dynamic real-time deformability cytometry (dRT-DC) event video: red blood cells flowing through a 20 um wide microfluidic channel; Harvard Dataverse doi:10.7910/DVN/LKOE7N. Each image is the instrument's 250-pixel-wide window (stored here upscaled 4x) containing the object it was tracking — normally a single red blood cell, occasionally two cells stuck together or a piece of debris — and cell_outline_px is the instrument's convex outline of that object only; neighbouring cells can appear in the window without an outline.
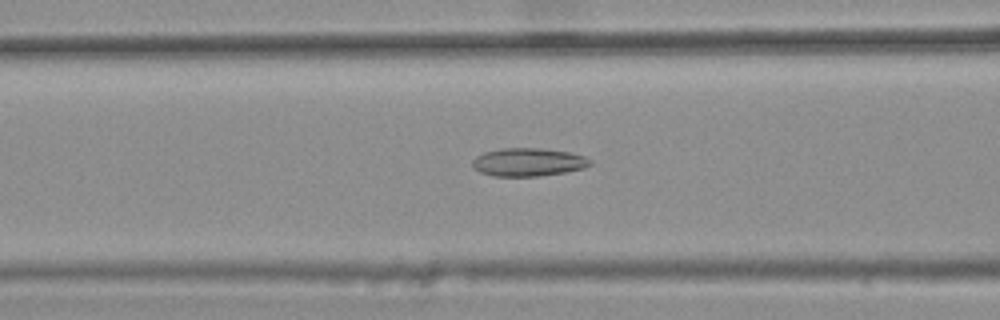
{"species": "common noctule bat (a hibernating species)", "species_latin": "Nyctalus noctula", "temperature_condition": "warm", "stored_images_in_passage": 47, "camera_frame_rate_fps": 3000, "um_per_image_px": 0.085, "animal": {"sex": "female", "body_mass_g": 25.1}, "frame": {"image": 1, "passage_image": 22, "time_ms": 7.0, "image_size_px": [1000, 320], "cell_outline_px": [[592, 164], [584, 168], [564, 172], [540, 176], [492, 176], [480, 172], [472, 168], [472, 160], [476, 156], [484, 152], [500, 148], [540, 148], [572, 152], [584, 156], [592, 160]], "centroid_in_image_um": [44.89, 13.77], "position_along_channel_um": 121.7, "area_um2": 19.54}}
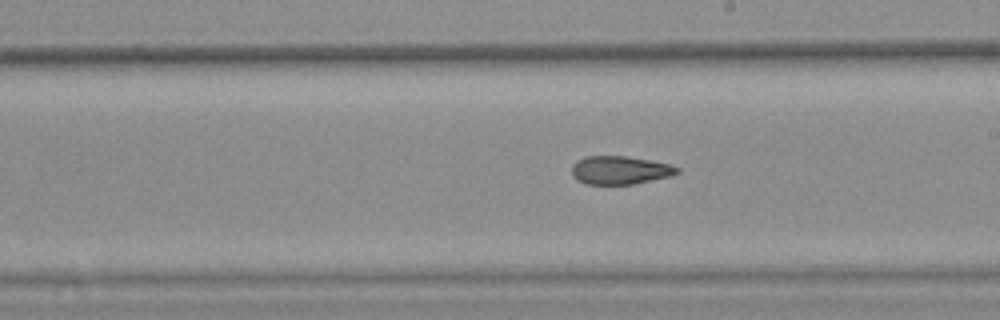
{"frame": {"image": 2, "passage_image": 31, "time_ms": 10.0, "image_size_px": [1000, 320], "cell_outline_px": [[680, 172], [672, 176], [632, 184], [584, 184], [572, 176], [572, 164], [576, 160], [584, 156], [624, 156], [648, 160], [668, 164], [680, 168]], "centroid_in_image_um": [52.67, 14.46], "position_along_channel_um": 236.3, "area_um2": 17.4}}
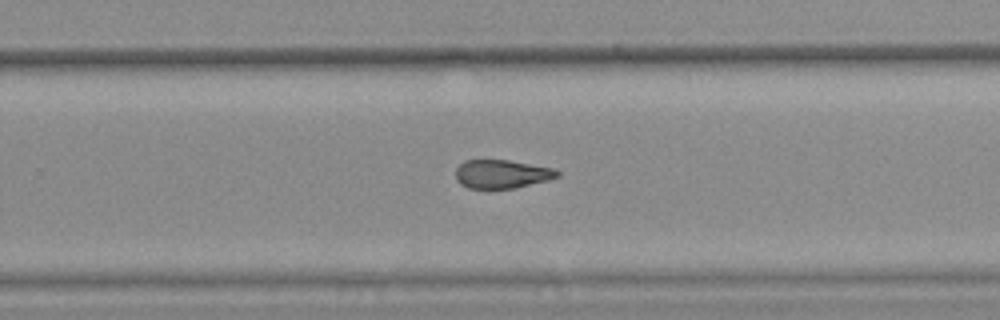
{"frame": {"image": 3, "passage_image": 35, "time_ms": 11.333, "image_size_px": [1000, 320], "cell_outline_px": [[560, 176], [548, 180], [516, 188], [468, 188], [460, 184], [456, 180], [456, 168], [464, 160], [508, 160], [552, 168], [560, 172]], "centroid_in_image_um": [42.64, 14.79], "position_along_channel_um": 287.2, "area_um2": 16.88}, "authors_computed_cell_mechanics": {"area_um2": 18.3226, "velocity_mm_per_s": 3.8238, "shape_relaxation_time_tau1_ms": null, "shape_relaxation_time_tau2_ms": 4.1043, "deformation_change_tau1": null, "deformation_change_tau2": 0.1333}}